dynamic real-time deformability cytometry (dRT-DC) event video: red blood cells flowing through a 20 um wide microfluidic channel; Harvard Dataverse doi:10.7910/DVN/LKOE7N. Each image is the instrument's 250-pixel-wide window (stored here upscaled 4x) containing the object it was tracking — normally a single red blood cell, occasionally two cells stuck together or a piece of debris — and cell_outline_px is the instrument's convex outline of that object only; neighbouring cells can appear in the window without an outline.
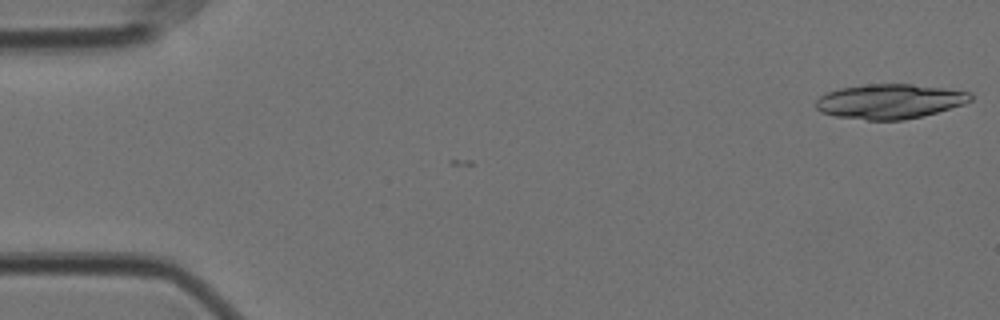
{"species": "Egyptian fruit bat (a non-hibernating species)", "species_latin": "Rousettus aegyptiacus", "temperature_condition": "cold", "stored_images_in_passage": 2, "camera_frame_rate_fps": 3000, "um_per_image_px": 0.085, "animal": {"sex": "female"}, "frame": {"image": 1, "passage_image": 2, "time_ms": 0.333, "image_size_px": [1000, 320], "cell_outline_px": [[972, 100], [964, 104], [936, 112], [904, 120], [868, 120], [836, 116], [820, 112], [816, 108], [816, 100], [824, 92], [840, 88], [868, 84], [912, 84], [944, 88], [972, 92]], "centroid_in_image_um": [75.61, 8.61], "position_along_channel_um": 9.4, "area_um2": 31.27}}